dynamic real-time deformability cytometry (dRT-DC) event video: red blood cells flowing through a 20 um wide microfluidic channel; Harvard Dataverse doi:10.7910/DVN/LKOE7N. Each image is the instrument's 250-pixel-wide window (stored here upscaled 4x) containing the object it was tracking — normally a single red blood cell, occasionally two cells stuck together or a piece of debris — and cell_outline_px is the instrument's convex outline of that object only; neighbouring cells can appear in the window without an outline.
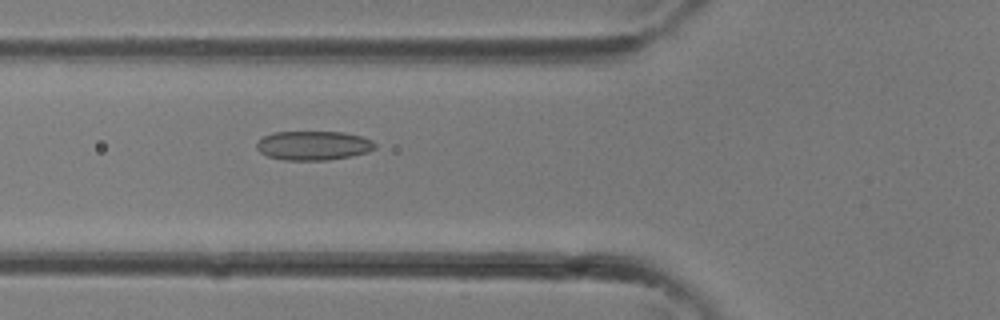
{"species": "common noctule bat (a hibernating species)", "species_latin": "Nyctalus noctula", "temperature_condition": "room temperature", "stored_images_in_passage": 24, "camera_frame_rate_fps": 3000, "um_per_image_px": 0.085, "animal": {"sex": "female"}, "frame": {"image": 1, "passage_image": 6, "time_ms": 1.667, "image_size_px": [1000, 320], "cell_outline_px": [[376, 148], [368, 152], [352, 156], [328, 160], [284, 160], [268, 156], [260, 152], [256, 148], [256, 144], [264, 136], [276, 132], [344, 132], [360, 136], [372, 140], [376, 144]], "centroid_in_image_um": [26.67, 12.37], "position_along_channel_um": 99.1, "area_um2": 20.11}}
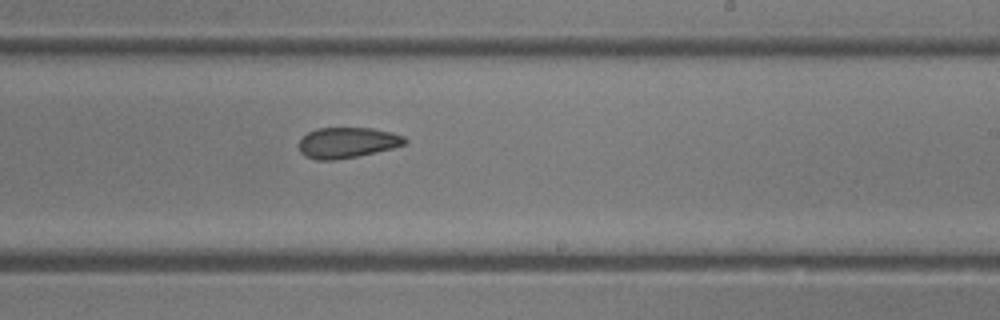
{"frame": {"image": 2, "passage_image": 14, "time_ms": 4.333, "image_size_px": [1000, 320], "cell_outline_px": [[408, 140], [404, 144], [392, 148], [356, 156], [332, 160], [316, 160], [304, 156], [300, 152], [300, 140], [308, 132], [316, 128], [372, 128], [392, 132], [404, 136]], "centroid_in_image_um": [29.51, 12.12], "position_along_channel_um": 259.5, "area_um2": 18.79}}
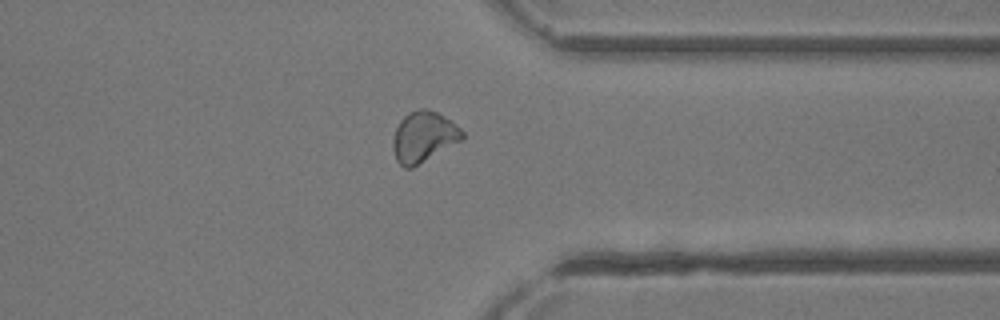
{"frame": {"image": 3, "passage_image": 20, "time_ms": 6.333, "image_size_px": [1000, 320], "cell_outline_px": [[464, 140], [412, 168], [404, 168], [396, 160], [392, 148], [392, 140], [396, 128], [400, 120], [404, 116], [420, 108], [428, 108], [444, 116], [460, 128], [464, 132]], "centroid_in_image_um": [36.01, 11.65], "position_along_channel_um": 375.4, "area_um2": 20.63}}